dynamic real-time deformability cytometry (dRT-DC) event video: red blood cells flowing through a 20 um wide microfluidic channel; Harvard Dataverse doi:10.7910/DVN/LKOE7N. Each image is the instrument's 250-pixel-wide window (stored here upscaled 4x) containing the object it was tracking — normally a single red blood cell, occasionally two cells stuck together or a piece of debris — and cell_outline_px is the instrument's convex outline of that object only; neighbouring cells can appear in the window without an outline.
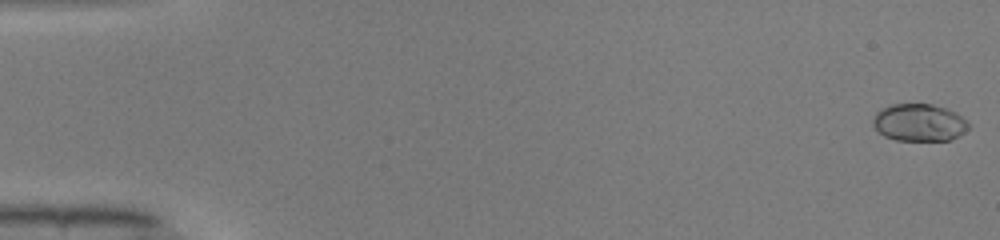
{"species": "common noctule bat (a hibernating species)", "species_latin": "Nyctalus noctula", "temperature_condition": "warm", "stored_images_in_passage": 50, "camera_frame_rate_fps": 3000, "um_per_image_px": 0.085, "animal": {"sex": "male", "body_mass_g": 19.0, "forearm_length_mm": 50.8}, "frame": {"image": 1, "passage_image": 1, "time_ms": 0.0, "image_size_px": [1000, 240], "cell_outline_px": [[968, 128], [960, 136], [948, 140], [896, 140], [884, 136], [872, 124], [872, 120], [876, 112], [880, 108], [892, 104], [932, 104], [948, 108], [956, 112], [968, 120]], "centroid_in_image_um": [78.14, 10.4], "position_along_channel_um": 6.9, "area_um2": 20.98}}
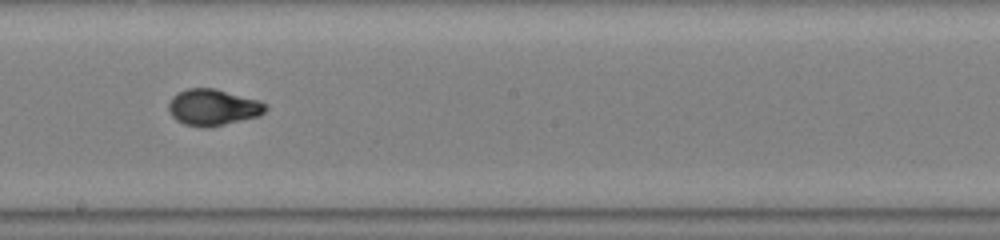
{"frame": {"image": 2, "passage_image": 29, "time_ms": 9.333, "image_size_px": [1000, 240], "cell_outline_px": [[268, 108], [260, 116], [208, 128], [204, 128], [184, 124], [176, 120], [172, 116], [168, 108], [168, 104], [172, 96], [188, 88], [216, 88], [260, 100], [268, 104]], "centroid_in_image_um": [18.14, 9.12], "position_along_channel_um": 230.1, "area_um2": 20.81}}
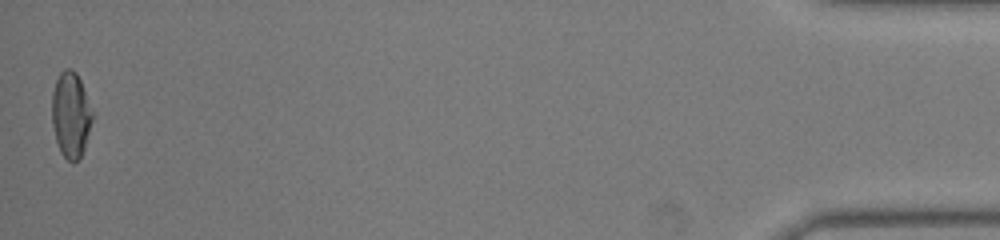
{"frame": {"image": 3, "passage_image": 50, "time_ms": 16.333, "image_size_px": [1000, 240], "cell_outline_px": [[92, 120], [84, 148], [80, 156], [72, 164], [60, 152], [56, 140], [52, 124], [52, 92], [56, 80], [60, 72], [64, 68], [72, 68], [76, 72], [80, 80], [92, 112]], "centroid_in_image_um": [5.99, 9.74], "position_along_channel_um": 429.2, "area_um2": 19.94}, "authors_computed_cell_mechanics": {"area_um2": 19.941, "velocity_mm_per_s": 4.1088, "shape_relaxation_time_tau1_ms": 3.6829, "shape_relaxation_time_tau2_ms": null, "deformation_change_tau1": 0.1935, "deformation_change_tau2": null}}